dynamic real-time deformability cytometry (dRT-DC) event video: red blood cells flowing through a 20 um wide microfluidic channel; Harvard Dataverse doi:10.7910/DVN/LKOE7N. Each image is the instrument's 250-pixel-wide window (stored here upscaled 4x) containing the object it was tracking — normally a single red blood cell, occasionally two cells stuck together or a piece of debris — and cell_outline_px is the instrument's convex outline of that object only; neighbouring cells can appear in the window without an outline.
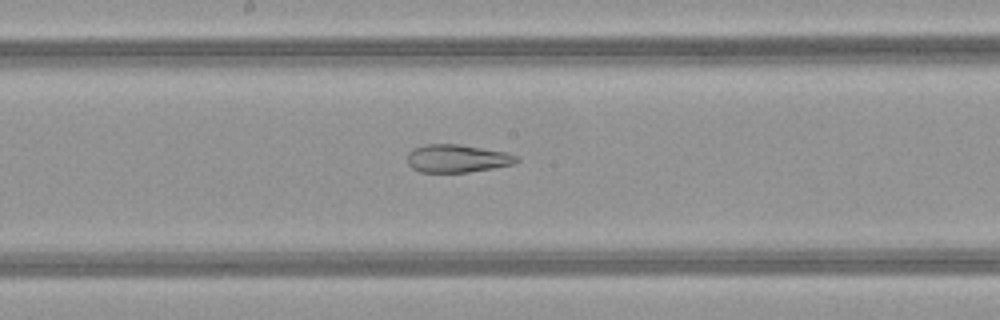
{"species": "common noctule bat (a hibernating species)", "species_latin": "Nyctalus noctula", "temperature_condition": "warm", "stored_images_in_passage": 50, "camera_frame_rate_fps": 3000, "um_per_image_px": 0.085, "animal": {"sex": "female", "body_mass_g": 21.9}, "frame": {"image": 1, "passage_image": 27, "time_ms": 8.667, "image_size_px": [1000, 320], "cell_outline_px": [[520, 160], [516, 164], [468, 172], [420, 172], [412, 168], [408, 164], [408, 152], [412, 148], [424, 144], [460, 144], [508, 152], [516, 156]], "centroid_in_image_um": [38.87, 13.46], "position_along_channel_um": 209.3, "area_um2": 17.98}}
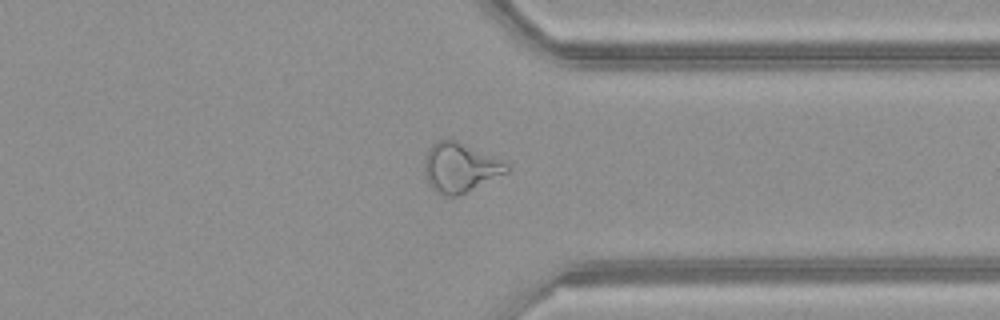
{"frame": {"image": 2, "passage_image": 39, "time_ms": 12.667, "image_size_px": [1000, 320], "cell_outline_px": [[508, 172], [456, 196], [444, 196], [432, 188], [424, 176], [424, 160], [428, 148], [436, 140], [456, 140], [508, 160]], "centroid_in_image_um": [39.12, 14.2], "position_along_channel_um": 372.3, "area_um2": 23.93}}
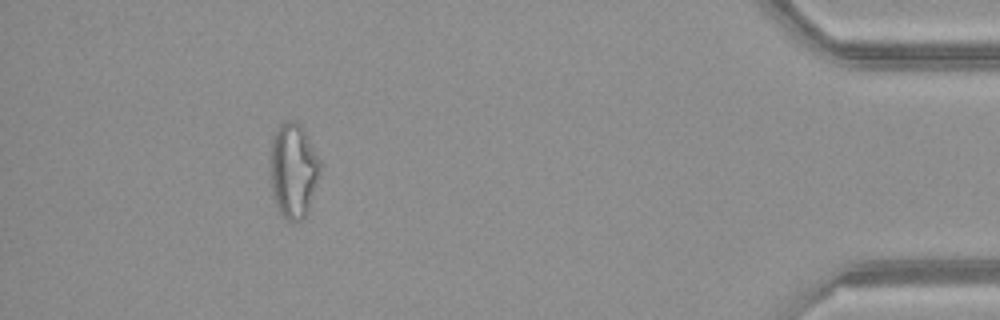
{"frame": {"image": 3, "passage_image": 46, "time_ms": 15.0, "image_size_px": [1000, 320], "cell_outline_px": [[320, 172], [308, 212], [300, 220], [288, 220], [280, 212], [276, 204], [272, 192], [268, 152], [272, 136], [276, 128], [284, 120], [292, 120], [300, 124], [320, 160]], "centroid_in_image_um": [24.89, 14.44], "position_along_channel_um": 410.3, "area_um2": 27.74}, "authors_computed_cell_mechanics": {"area_um2": 26.1256, "velocity_mm_per_s": 4.146, "shape_relaxation_time_tau1_ms": null, "shape_relaxation_time_tau2_ms": 2.2844, "deformation_change_tau1": null, "deformation_change_tau2": 0.1011}}